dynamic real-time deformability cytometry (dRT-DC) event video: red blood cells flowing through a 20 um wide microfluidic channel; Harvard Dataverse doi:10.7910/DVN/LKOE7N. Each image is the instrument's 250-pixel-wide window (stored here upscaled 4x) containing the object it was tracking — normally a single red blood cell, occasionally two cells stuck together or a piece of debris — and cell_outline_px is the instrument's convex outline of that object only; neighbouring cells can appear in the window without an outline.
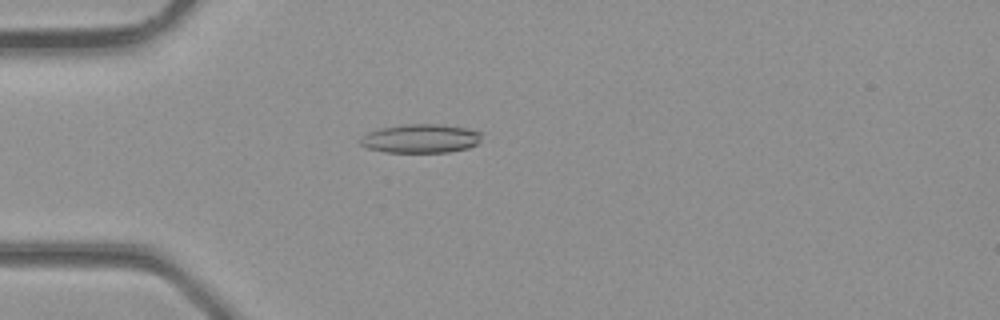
{"species": "common noctule bat (a hibernating species)", "species_latin": "Nyctalus noctula", "temperature_condition": "room temperature", "stored_images_in_passage": 3, "camera_frame_rate_fps": 3000, "um_per_image_px": 0.085, "animal": {"sex": "male", "body_mass_g": 23.1, "forearm_length_mm": 52.7}, "frame": {"image": 1, "passage_image": 3, "time_ms": 0.667, "image_size_px": [1000, 320], "cell_outline_px": [[484, 132], [480, 140], [476, 144], [468, 148], [448, 152], [384, 152], [368, 148], [360, 144], [360, 136], [368, 132], [380, 128], [404, 124], [440, 124], [464, 128]], "centroid_in_image_um": [35.75, 11.77], "position_along_channel_um": 49.2, "area_um2": 20.46}}